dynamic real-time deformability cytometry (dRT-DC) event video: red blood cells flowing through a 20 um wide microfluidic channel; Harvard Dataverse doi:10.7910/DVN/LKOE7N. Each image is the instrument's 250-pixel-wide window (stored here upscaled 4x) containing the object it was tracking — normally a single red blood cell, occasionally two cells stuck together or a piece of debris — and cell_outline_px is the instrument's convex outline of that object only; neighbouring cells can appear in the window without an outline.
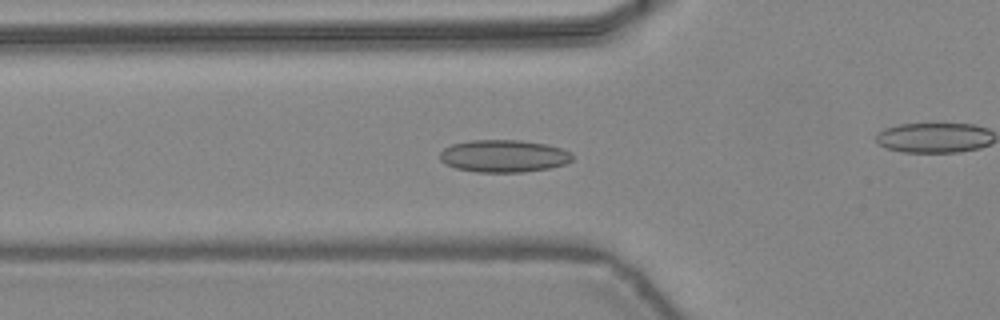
{"species": "common noctule bat (a hibernating species)", "species_latin": "Nyctalus noctula", "temperature_condition": "warm", "stored_images_in_passage": 37, "camera_frame_rate_fps": 3000, "um_per_image_px": 0.085, "animal": {"sex": "female", "body_mass_g": 24.6, "forearm_length_mm": 56.2}, "frame": {"image": 1, "passage_image": 6, "time_ms": 1.667, "image_size_px": [1000, 320], "cell_outline_px": [[572, 160], [564, 164], [548, 168], [524, 172], [476, 172], [456, 168], [444, 164], [440, 160], [440, 152], [444, 148], [452, 144], [468, 140], [520, 140], [544, 144], [560, 148], [572, 152]], "centroid_in_image_um": [42.78, 13.26], "position_along_channel_um": 83.0, "area_um2": 25.03}}
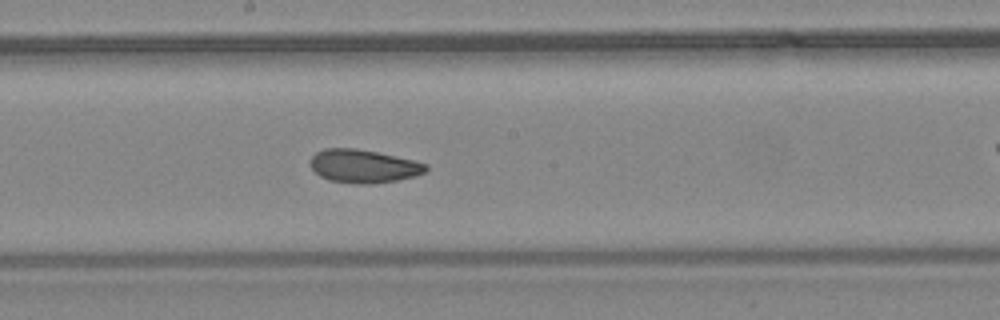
{"frame": {"image": 2, "passage_image": 15, "time_ms": 4.667, "image_size_px": [1000, 320], "cell_outline_px": [[428, 168], [424, 172], [416, 176], [396, 180], [372, 184], [356, 184], [328, 180], [320, 176], [312, 168], [312, 156], [316, 152], [324, 148], [356, 148], [376, 152], [412, 160], [428, 164]], "centroid_in_image_um": [30.9, 14.13], "position_along_channel_um": 217.3, "area_um2": 22.25}}
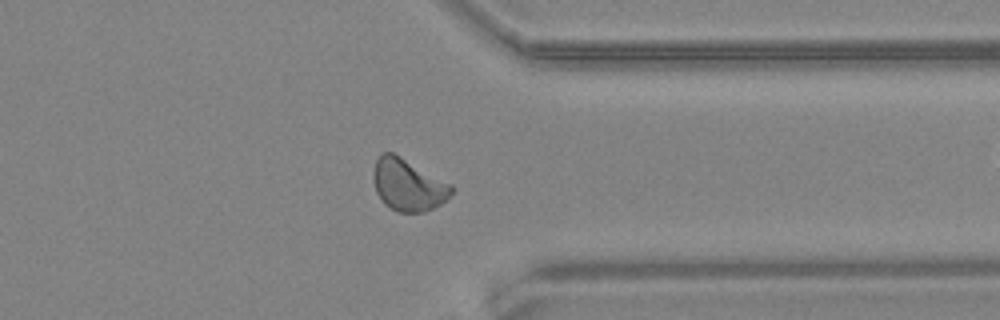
{"frame": {"image": 3, "passage_image": 26, "time_ms": 8.333, "image_size_px": [1000, 320], "cell_outline_px": [[456, 188], [440, 204], [424, 212], [396, 212], [384, 204], [376, 192], [372, 176], [372, 172], [376, 160], [380, 152], [392, 152], [452, 184]], "centroid_in_image_um": [34.66, 15.71], "position_along_channel_um": 376.7, "area_um2": 23.7}, "authors_computed_cell_mechanics": {"area_um2": 22.542, "velocity_mm_per_s": 4.4493, "shape_relaxation_time_tau1_ms": 7.6454, "shape_relaxation_time_tau2_ms": 1.9627, "deformation_change_tau1": 0.1481, "deformation_change_tau2": 0.0626}}